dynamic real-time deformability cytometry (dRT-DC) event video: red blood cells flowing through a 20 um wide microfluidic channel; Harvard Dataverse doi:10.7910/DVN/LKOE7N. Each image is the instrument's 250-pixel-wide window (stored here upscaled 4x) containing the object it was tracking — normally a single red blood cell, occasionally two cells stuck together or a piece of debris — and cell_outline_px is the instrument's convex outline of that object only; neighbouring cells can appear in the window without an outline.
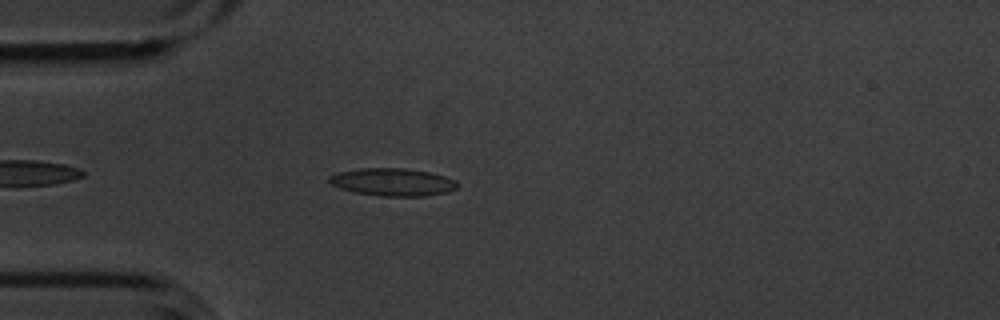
{"species": "common noctule bat (a hibernating species)", "species_latin": "Nyctalus noctula", "temperature_condition": "cold", "stored_images_in_passage": 31, "camera_frame_rate_fps": 3000, "um_per_image_px": 0.085, "animal": {"sex": "male", "body_mass_g": 20.1, "forearm_length_mm": 53.5}, "frame": {"image": 1, "passage_image": 6, "time_ms": 1.667, "image_size_px": [1000, 320], "cell_outline_px": [[460, 184], [456, 188], [448, 192], [424, 196], [380, 196], [356, 192], [340, 188], [332, 184], [328, 180], [328, 176], [336, 172], [360, 168], [404, 168], [428, 172], [444, 176], [456, 180]], "centroid_in_image_um": [33.38, 15.47], "position_along_channel_um": 51.6, "area_um2": 20.69}}
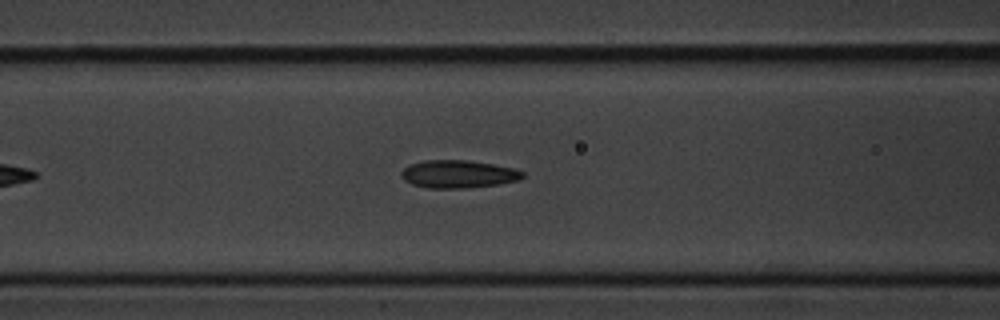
{"frame": {"image": 2, "passage_image": 13, "time_ms": 4.0, "image_size_px": [1000, 320], "cell_outline_px": [[524, 176], [520, 180], [496, 184], [464, 188], [428, 188], [412, 184], [404, 180], [400, 172], [408, 164], [424, 160], [468, 160], [492, 164], [512, 168], [524, 172]], "centroid_in_image_um": [38.92, 14.79], "position_along_channel_um": 127.7, "area_um2": 19.59}}
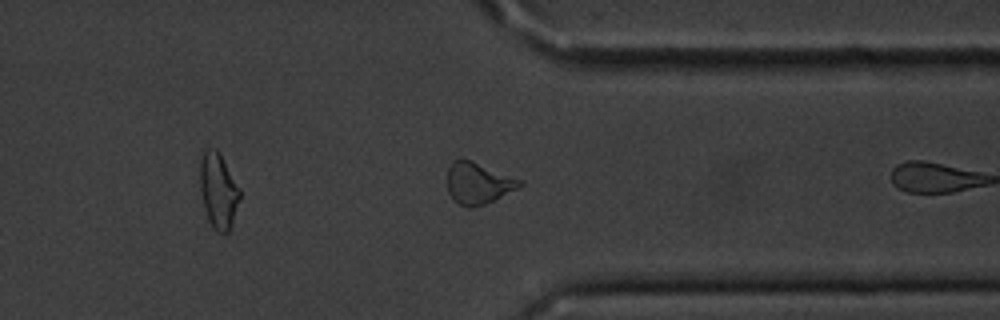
{"frame": {"image": 3, "passage_image": 30, "time_ms": 9.667, "image_size_px": [1000, 320], "cell_outline_px": [[524, 184], [484, 204], [472, 208], [464, 208], [448, 192], [448, 168], [452, 160], [460, 156], [472, 160], [524, 180]], "centroid_in_image_um": [40.63, 15.52], "position_along_channel_um": 370.8, "area_um2": 17.63}}